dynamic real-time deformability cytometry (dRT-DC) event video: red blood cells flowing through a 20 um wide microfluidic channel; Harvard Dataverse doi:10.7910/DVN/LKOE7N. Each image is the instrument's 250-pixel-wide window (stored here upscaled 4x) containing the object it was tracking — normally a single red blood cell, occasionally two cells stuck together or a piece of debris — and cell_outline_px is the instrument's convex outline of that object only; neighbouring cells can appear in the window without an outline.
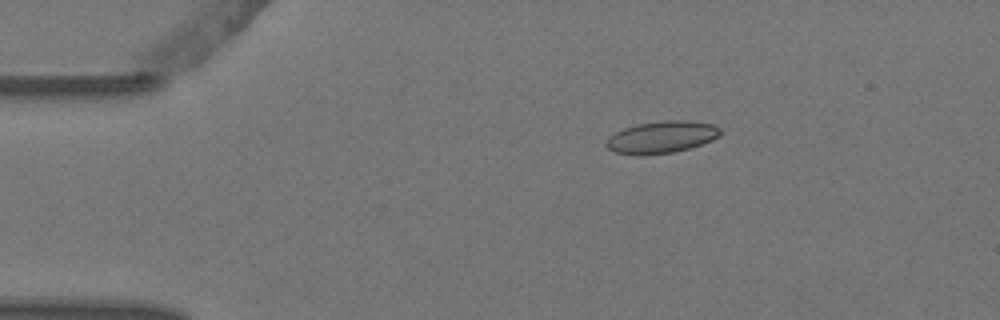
{"species": "Egyptian fruit bat (a non-hibernating species)", "species_latin": "Rousettus aegyptiacus", "temperature_condition": "warm", "stored_images_in_passage": 4, "camera_frame_rate_fps": 3000, "um_per_image_px": 0.085, "animal": {"sex": "female"}, "frame": {"image": 1, "passage_image": 3, "time_ms": 0.667, "image_size_px": [1000, 320], "cell_outline_px": [[720, 136], [712, 140], [688, 148], [672, 152], [640, 156], [616, 152], [608, 148], [604, 144], [616, 132], [624, 128], [640, 124], [668, 120], [688, 120], [716, 124], [720, 128]], "centroid_in_image_um": [56.28, 11.65], "position_along_channel_um": 28.7, "area_um2": 21.1}}